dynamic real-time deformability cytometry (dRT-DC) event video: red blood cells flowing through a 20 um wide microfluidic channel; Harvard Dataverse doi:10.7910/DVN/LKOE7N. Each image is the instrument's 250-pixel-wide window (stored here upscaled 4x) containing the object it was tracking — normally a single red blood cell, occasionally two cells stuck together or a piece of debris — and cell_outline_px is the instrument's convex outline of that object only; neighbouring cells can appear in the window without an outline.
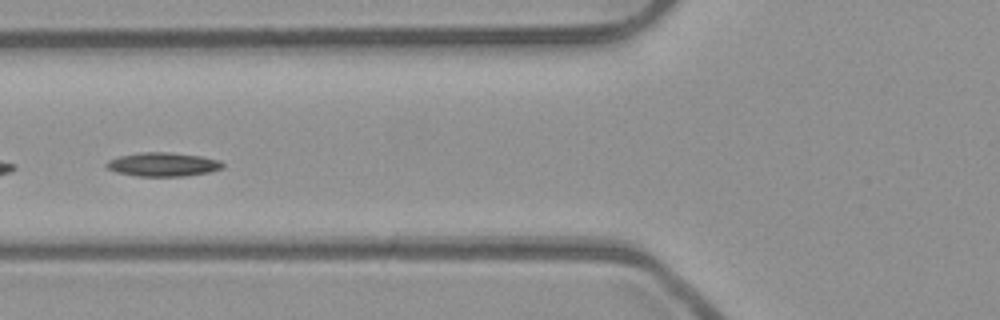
{"species": "common noctule bat (a hibernating species)", "species_latin": "Nyctalus noctula", "temperature_condition": "room temperature", "stored_images_in_passage": 54, "segment_of_instrument_passage": [2, 2], "camera_frame_rate_fps": 3000, "um_per_image_px": 0.085, "animal": {"sex": "male", "body_mass_g": 23.1, "forearm_length_mm": 52.7}, "frame": {"image": 1, "passage_image": 22, "time_ms": 7.0, "image_size_px": [1000, 320], "cell_outline_px": [[224, 168], [208, 172], [184, 176], [136, 176], [116, 172], [108, 168], [104, 164], [108, 160], [120, 156], [140, 152], [172, 152], [200, 156], [220, 160], [224, 164]], "centroid_in_image_um": [13.85, 13.97], "position_along_channel_um": 111.9, "area_um2": 16.18}}
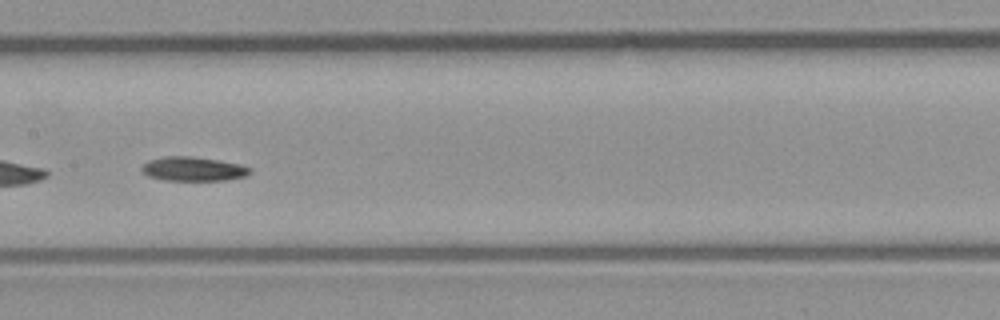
{"frame": {"image": 2, "passage_image": 28, "time_ms": 9.0, "image_size_px": [1000, 320], "cell_outline_px": [[252, 172], [244, 176], [228, 180], [164, 180], [148, 176], [140, 168], [148, 160], [164, 156], [192, 156], [220, 160], [240, 164], [252, 168]], "centroid_in_image_um": [16.44, 14.35], "position_along_channel_um": 191.0, "area_um2": 15.32}}
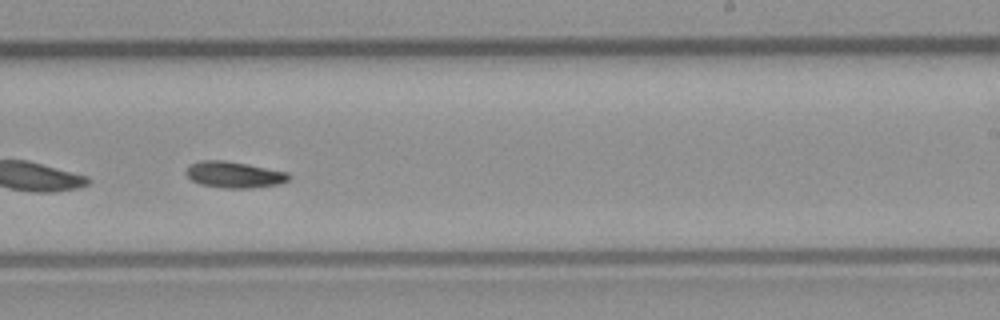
{"frame": {"image": 3, "passage_image": 34, "time_ms": 11.0, "image_size_px": [1000, 320], "cell_outline_px": [[292, 176], [288, 180], [280, 184], [252, 188], [224, 188], [200, 184], [192, 180], [184, 172], [192, 164], [200, 160], [224, 160], [248, 164], [288, 172]], "centroid_in_image_um": [19.94, 14.85], "position_along_channel_um": 269.1, "area_um2": 15.78}}